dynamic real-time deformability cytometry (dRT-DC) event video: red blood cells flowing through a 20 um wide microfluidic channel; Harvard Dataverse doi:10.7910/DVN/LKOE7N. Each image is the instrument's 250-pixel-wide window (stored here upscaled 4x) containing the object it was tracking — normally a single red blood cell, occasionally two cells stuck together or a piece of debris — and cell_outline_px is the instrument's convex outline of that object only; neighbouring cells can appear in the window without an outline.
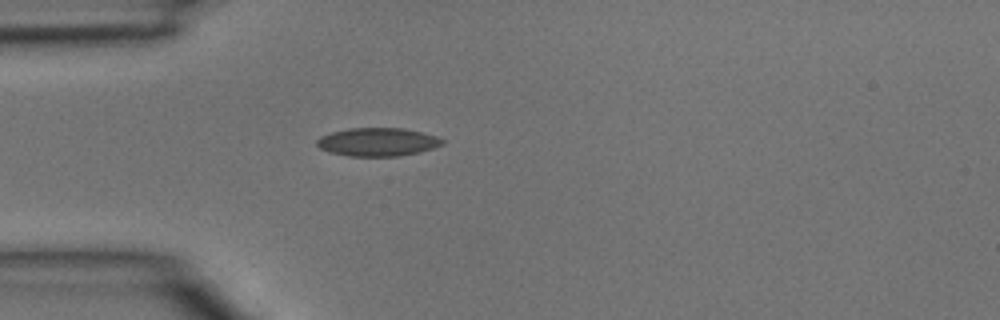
{"species": "common noctule bat (a hibernating species)", "species_latin": "Nyctalus noctula", "temperature_condition": "room temperature", "stored_images_in_passage": 3, "camera_frame_rate_fps": 3000, "um_per_image_px": 0.085, "animal": {"sex": "male", "body_mass_g": 15.6}, "frame": {"image": 1, "passage_image": 3, "time_ms": 0.667, "image_size_px": [1000, 320], "cell_outline_px": [[444, 144], [420, 152], [400, 156], [348, 156], [328, 152], [320, 148], [316, 144], [316, 140], [320, 136], [332, 132], [348, 128], [404, 128], [436, 136], [444, 140]], "centroid_in_image_um": [32.08, 12.07], "position_along_channel_um": 52.9, "area_um2": 20.75}}